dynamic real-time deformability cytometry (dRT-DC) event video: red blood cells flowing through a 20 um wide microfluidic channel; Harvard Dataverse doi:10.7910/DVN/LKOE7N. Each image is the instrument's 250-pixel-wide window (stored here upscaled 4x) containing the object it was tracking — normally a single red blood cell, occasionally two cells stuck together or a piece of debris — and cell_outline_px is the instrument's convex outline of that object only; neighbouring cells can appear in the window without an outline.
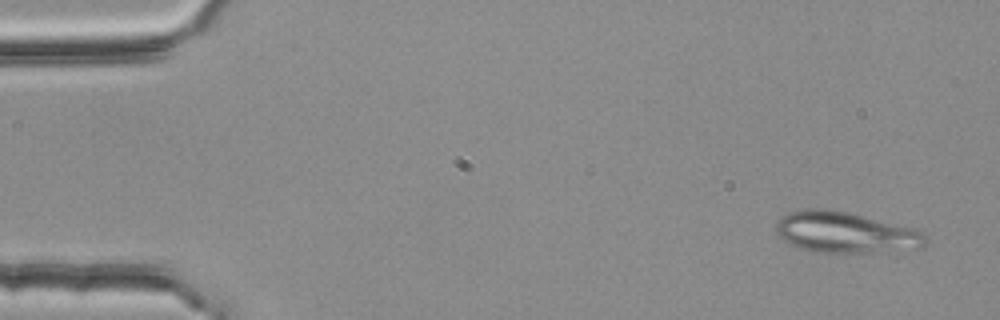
{"species": "common noctule bat (a hibernating species)", "species_latin": "Nyctalus noctula", "temperature_condition": "room temperature", "stored_images_in_passage": 52, "camera_frame_rate_fps": 3000, "um_per_image_px": 0.085, "animal": {"sex": "female", "body_mass_g": 25.1}, "frame": {"image": 1, "passage_image": 1, "time_ms": 0.0, "image_size_px": [1000, 320], "cell_outline_px": [[924, 244], [920, 248], [872, 252], [816, 252], [800, 248], [784, 240], [776, 232], [776, 220], [780, 216], [788, 212], [804, 208], [824, 208], [848, 212], [912, 228], [920, 232], [924, 236]], "centroid_in_image_um": [71.76, 19.73], "position_along_channel_um": 13.2, "area_um2": 35.32}}
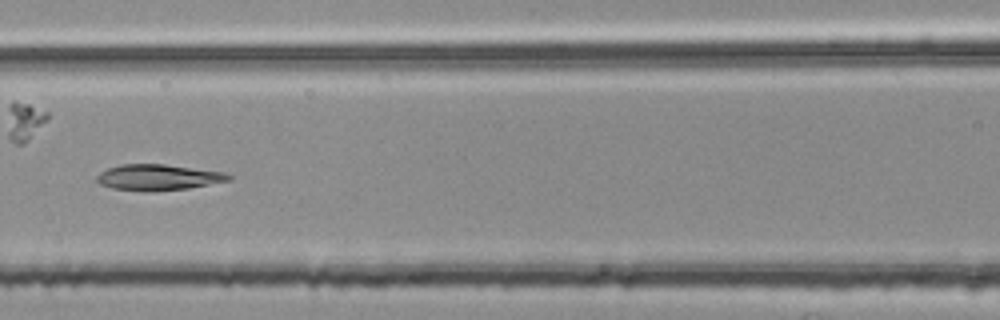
{"frame": {"image": 2, "passage_image": 22, "time_ms": 7.0, "image_size_px": [1000, 320], "cell_outline_px": [[232, 180], [188, 188], [152, 192], [112, 188], [100, 184], [96, 180], [96, 176], [100, 172], [108, 168], [120, 164], [164, 164], [224, 172], [232, 176]], "centroid_in_image_um": [13.44, 15.07], "position_along_channel_um": 153.2, "area_um2": 19.94}}
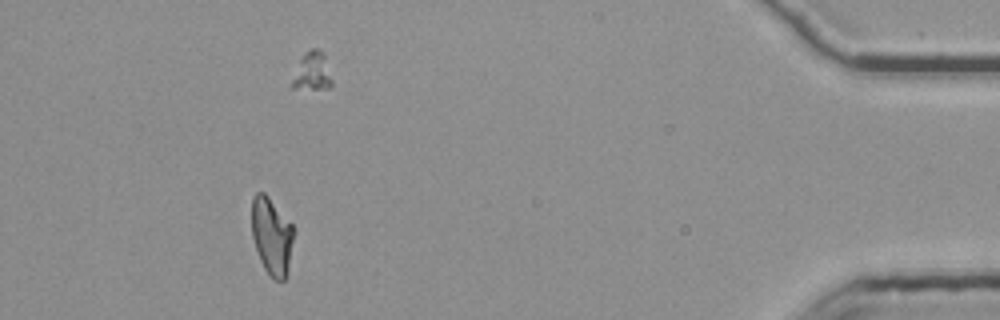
{"frame": {"image": 3, "passage_image": 48, "time_ms": 15.667, "image_size_px": [1000, 320], "cell_outline_px": [[296, 232], [288, 272], [284, 280], [276, 280], [264, 268], [260, 260], [252, 236], [252, 196], [256, 192], [264, 192], [268, 196], [296, 228]], "centroid_in_image_um": [23.14, 20.05], "position_along_channel_um": 412.1, "area_um2": 19.25}, "authors_computed_cell_mechanics": {"area_um2": 20.0566, "velocity_mm_per_s": 3.743, "shape_relaxation_time_tau1_ms": null, "shape_relaxation_time_tau2_ms": 3.43, "deformation_change_tau1": null, "deformation_change_tau2": 0.0915}}